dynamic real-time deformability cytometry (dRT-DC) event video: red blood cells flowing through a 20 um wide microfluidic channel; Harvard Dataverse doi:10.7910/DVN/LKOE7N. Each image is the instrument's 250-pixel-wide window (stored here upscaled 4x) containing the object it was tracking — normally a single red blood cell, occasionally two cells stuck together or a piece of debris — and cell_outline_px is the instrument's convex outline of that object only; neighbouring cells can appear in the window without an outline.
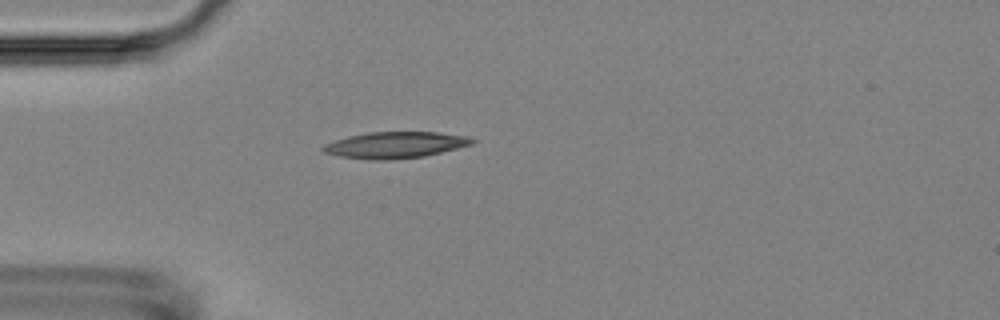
{"species": "Egyptian fruit bat (a non-hibernating species)", "species_latin": "Rousettus aegyptiacus", "temperature_condition": "room temperature", "stored_images_in_passage": 1, "camera_frame_rate_fps": 3000, "um_per_image_px": 0.085, "animal": {"sex": "female"}, "frame": {"image": 1, "passage_image": 1, "time_ms": 0.0, "image_size_px": [1000, 320], "cell_outline_px": [[476, 140], [472, 144], [424, 156], [384, 160], [368, 160], [340, 156], [324, 152], [320, 148], [324, 144], [348, 136], [368, 132], [436, 132], [468, 136]], "centroid_in_image_um": [33.57, 12.32], "position_along_channel_um": 51.4, "area_um2": 22.72}}